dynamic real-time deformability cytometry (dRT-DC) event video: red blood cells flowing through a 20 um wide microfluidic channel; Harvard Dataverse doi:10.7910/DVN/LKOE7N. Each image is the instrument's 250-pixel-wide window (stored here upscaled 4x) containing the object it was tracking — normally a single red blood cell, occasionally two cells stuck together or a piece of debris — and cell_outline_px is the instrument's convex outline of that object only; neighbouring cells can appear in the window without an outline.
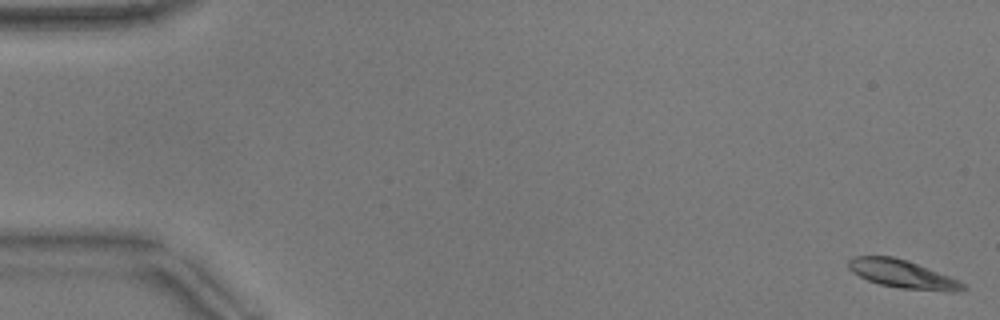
{"species": "common noctule bat (a hibernating species)", "species_latin": "Nyctalus noctula", "temperature_condition": "warm", "stored_images_in_passage": 4, "camera_frame_rate_fps": 3000, "um_per_image_px": 0.085, "animal": {"sex": "male", "body_mass_g": 17.9}, "frame": {"image": 1, "passage_image": 1, "time_ms": 0.0, "image_size_px": [1000, 320], "cell_outline_px": [[968, 288], [956, 292], [948, 292], [900, 288], [880, 284], [868, 280], [852, 272], [848, 268], [848, 260], [852, 256], [892, 256], [908, 260], [960, 280]], "centroid_in_image_um": [76.74, 23.3], "position_along_channel_um": 8.3, "area_um2": 18.96}}